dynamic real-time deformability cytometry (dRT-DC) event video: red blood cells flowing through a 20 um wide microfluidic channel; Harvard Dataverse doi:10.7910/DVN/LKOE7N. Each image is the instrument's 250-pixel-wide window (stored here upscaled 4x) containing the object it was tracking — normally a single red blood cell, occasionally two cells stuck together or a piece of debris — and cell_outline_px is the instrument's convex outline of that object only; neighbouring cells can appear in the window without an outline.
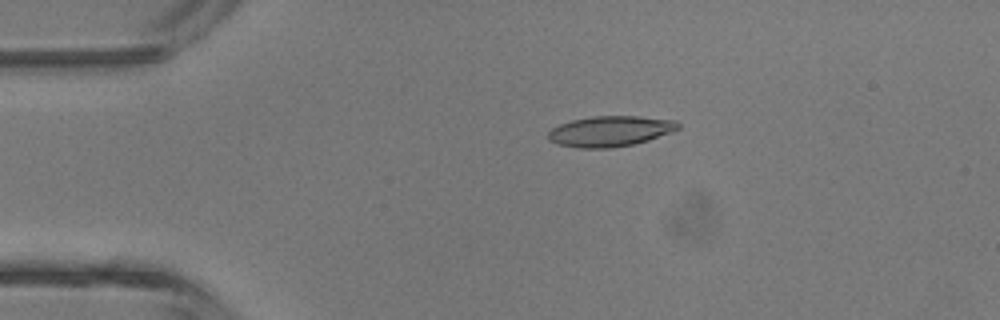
{"species": "common noctule bat (a hibernating species)", "species_latin": "Nyctalus noctula", "temperature_condition": "room temperature", "stored_images_in_passage": 2, "camera_frame_rate_fps": 3000, "um_per_image_px": 0.085, "animal": {"sex": "male", "body_mass_g": 13.3}, "frame": {"image": 1, "passage_image": 1, "time_ms": 0.0, "image_size_px": [1000, 320], "cell_outline_px": [[680, 128], [648, 140], [632, 144], [612, 148], [576, 148], [556, 144], [548, 140], [548, 132], [552, 128], [560, 124], [572, 120], [592, 116], [640, 116], [676, 120], [680, 124]], "centroid_in_image_um": [51.84, 11.15], "position_along_channel_um": 33.2, "area_um2": 23.18}}